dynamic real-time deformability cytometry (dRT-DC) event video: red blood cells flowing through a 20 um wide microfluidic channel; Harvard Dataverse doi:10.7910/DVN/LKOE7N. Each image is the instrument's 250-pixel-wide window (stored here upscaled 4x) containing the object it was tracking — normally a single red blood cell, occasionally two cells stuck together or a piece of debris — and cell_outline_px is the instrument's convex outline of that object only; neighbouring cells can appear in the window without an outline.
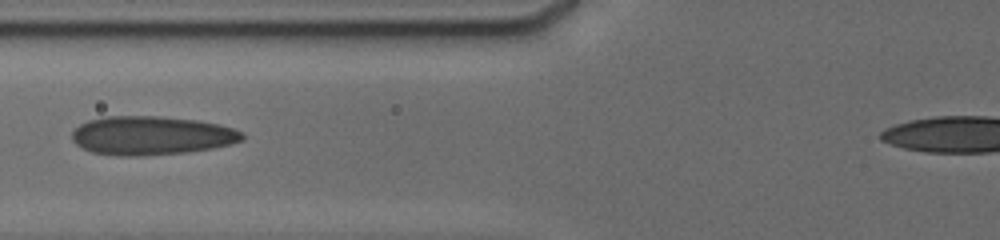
{"species": "human", "species_latin": "Homo sapiens", "temperature_condition": "cold", "stored_images_in_passage": 22, "camera_frame_rate_fps": 3000, "um_per_image_px": 0.085, "donor": {"sex": "male"}, "frame": {"image": 1, "passage_image": 3, "time_ms": 1.0, "image_size_px": [1000, 240], "cell_outline_px": [[244, 140], [232, 144], [212, 148], [188, 152], [140, 156], [124, 156], [92, 152], [76, 144], [72, 140], [72, 132], [80, 124], [88, 120], [108, 116], [156, 116], [196, 120], [216, 124], [232, 128], [244, 132]], "centroid_in_image_um": [12.88, 11.52], "position_along_channel_um": 112.9, "area_um2": 38.38}}
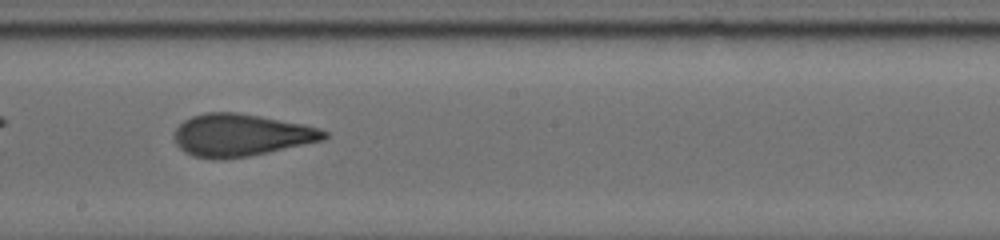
{"frame": {"image": 2, "passage_image": 9, "time_ms": 4.0, "image_size_px": [1000, 240], "cell_outline_px": [[328, 136], [324, 140], [268, 152], [248, 156], [220, 160], [216, 160], [192, 156], [184, 152], [176, 144], [172, 136], [176, 128], [184, 120], [192, 116], [208, 112], [236, 112], [260, 116], [304, 124], [320, 128], [328, 132]], "centroid_in_image_um": [20.46, 11.49], "position_along_channel_um": 227.7, "area_um2": 37.17}}
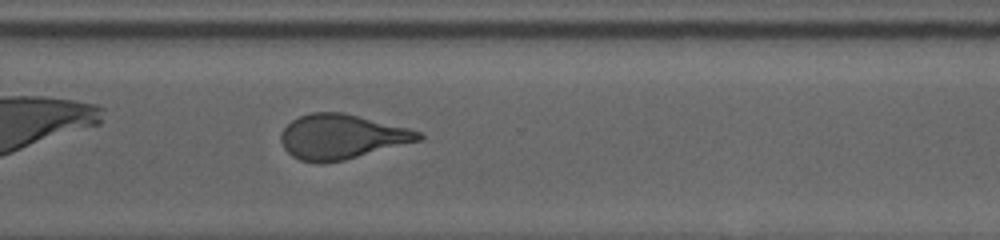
{"frame": {"image": 3, "passage_image": 15, "time_ms": 7.0, "image_size_px": [1000, 240], "cell_outline_px": [[424, 136], [420, 140], [344, 160], [320, 164], [300, 160], [292, 156], [284, 148], [280, 140], [280, 136], [284, 128], [292, 120], [300, 116], [312, 112], [344, 112], [408, 128], [420, 132]], "centroid_in_image_um": [29.0, 11.62], "position_along_channel_um": 341.6, "area_um2": 35.72}}